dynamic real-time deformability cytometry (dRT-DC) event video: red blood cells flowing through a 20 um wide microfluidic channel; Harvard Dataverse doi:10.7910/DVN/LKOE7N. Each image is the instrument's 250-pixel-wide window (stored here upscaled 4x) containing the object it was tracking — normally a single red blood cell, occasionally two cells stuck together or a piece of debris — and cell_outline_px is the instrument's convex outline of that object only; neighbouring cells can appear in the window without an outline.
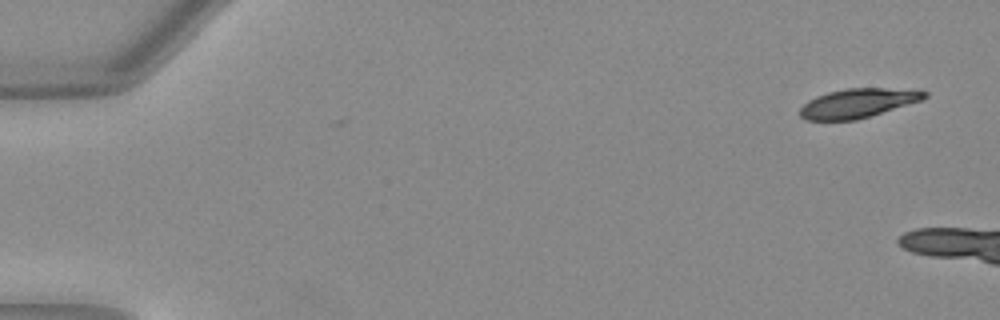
{"species": "Egyptian fruit bat (a non-hibernating species)", "species_latin": "Rousettus aegyptiacus", "temperature_condition": "warm", "stored_images_in_passage": 2, "camera_frame_rate_fps": 3000, "um_per_image_px": 0.085, "animal": {"sex": "female"}, "frame": {"image": 1, "passage_image": 1, "time_ms": 0.0, "image_size_px": [1000, 320], "cell_outline_px": [[928, 96], [920, 100], [856, 120], [808, 120], [800, 116], [800, 108], [808, 100], [816, 96], [828, 92], [844, 88], [920, 88], [928, 92]], "centroid_in_image_um": [72.95, 8.74], "position_along_channel_um": 12.0, "area_um2": 21.21}}